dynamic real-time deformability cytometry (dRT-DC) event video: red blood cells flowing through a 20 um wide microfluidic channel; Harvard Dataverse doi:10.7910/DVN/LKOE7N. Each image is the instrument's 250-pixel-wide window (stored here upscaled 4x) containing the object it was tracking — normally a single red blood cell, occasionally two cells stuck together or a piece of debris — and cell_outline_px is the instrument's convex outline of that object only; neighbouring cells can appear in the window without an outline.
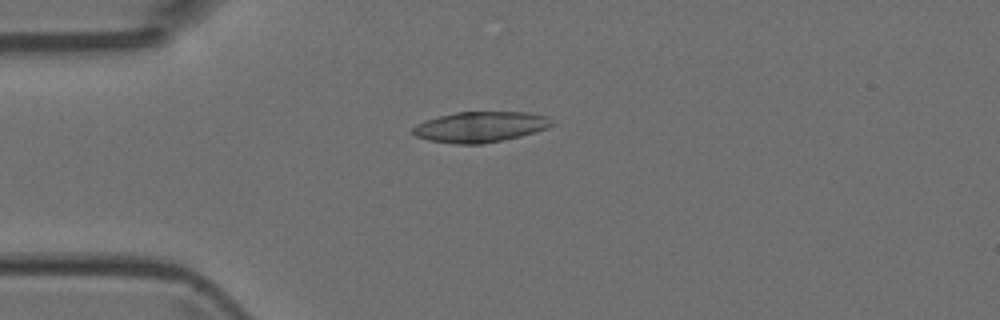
{"species": "Egyptian fruit bat (a non-hibernating species)", "species_latin": "Rousettus aegyptiacus", "temperature_condition": "room temperature", "stored_images_in_passage": 2, "camera_frame_rate_fps": 3000, "um_per_image_px": 0.085, "animal": {"sex": "female"}, "frame": {"image": 1, "passage_image": 1, "time_ms": 0.0, "image_size_px": [1000, 320], "cell_outline_px": [[556, 124], [548, 128], [536, 132], [504, 140], [480, 144], [452, 144], [428, 140], [416, 136], [412, 132], [412, 128], [416, 124], [424, 120], [456, 112], [528, 112], [548, 116], [556, 120]], "centroid_in_image_um": [40.88, 10.78], "position_along_channel_um": 44.1, "area_um2": 25.14}}